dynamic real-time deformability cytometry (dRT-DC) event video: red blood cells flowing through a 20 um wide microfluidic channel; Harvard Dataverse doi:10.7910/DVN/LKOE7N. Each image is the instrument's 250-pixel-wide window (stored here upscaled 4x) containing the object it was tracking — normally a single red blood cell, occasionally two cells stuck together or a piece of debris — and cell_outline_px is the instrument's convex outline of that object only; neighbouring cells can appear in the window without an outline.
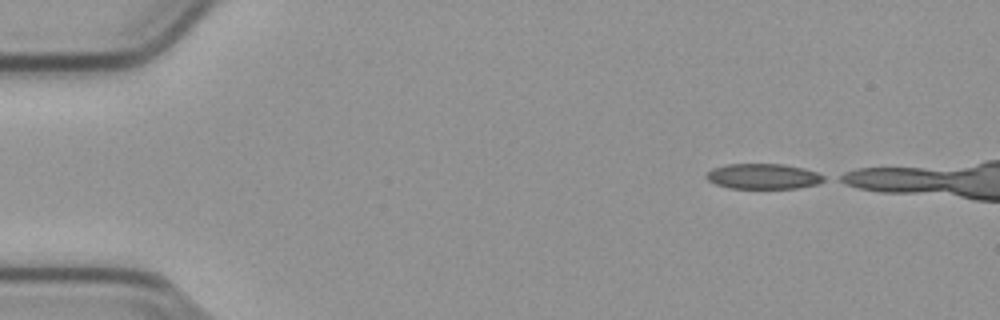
{"species": "common noctule bat (a hibernating species)", "species_latin": "Nyctalus noctula", "temperature_condition": "cold", "stored_images_in_passage": 9, "camera_frame_rate_fps": 3000, "um_per_image_px": 0.085, "animal": {"sex": "male", "body_mass_g": 23.1, "forearm_length_mm": 52.7}, "frame": {"image": 1, "passage_image": 1, "time_ms": 0.0, "image_size_px": [1000, 320], "cell_outline_px": [[824, 180], [816, 184], [796, 188], [732, 188], [716, 184], [708, 180], [704, 176], [712, 168], [728, 164], [784, 164], [804, 168], [816, 172], [824, 176]], "centroid_in_image_um": [64.85, 14.98], "position_along_channel_um": 20.1, "area_um2": 17.22}}